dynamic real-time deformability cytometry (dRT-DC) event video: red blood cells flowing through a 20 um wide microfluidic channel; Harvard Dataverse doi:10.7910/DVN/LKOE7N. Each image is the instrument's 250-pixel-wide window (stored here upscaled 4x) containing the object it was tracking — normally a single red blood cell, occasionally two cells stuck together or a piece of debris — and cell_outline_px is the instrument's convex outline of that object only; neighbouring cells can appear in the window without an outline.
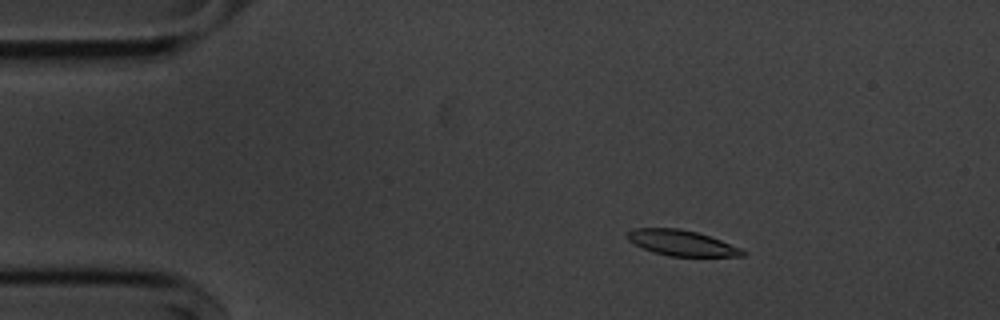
{"species": "common noctule bat (a hibernating species)", "species_latin": "Nyctalus noctula", "temperature_condition": "cold", "stored_images_in_passage": 55, "camera_frame_rate_fps": 3000, "um_per_image_px": 0.085, "animal": {"sex": "male", "body_mass_g": 20.1, "forearm_length_mm": 53.5}, "frame": {"image": 1, "passage_image": 9, "time_ms": 2.667, "image_size_px": [1000, 320], "cell_outline_px": [[744, 256], [668, 256], [652, 252], [628, 240], [628, 232], [636, 228], [680, 228], [696, 232], [720, 240], [740, 248], [744, 252]], "centroid_in_image_um": [57.92, 20.65], "position_along_channel_um": 27.1, "area_um2": 16.82}}
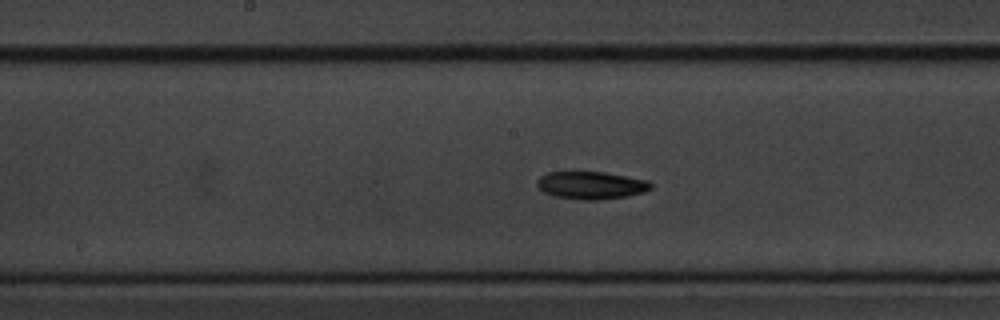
{"frame": {"image": 2, "passage_image": 28, "time_ms": 9.0, "image_size_px": [1000, 320], "cell_outline_px": [[652, 188], [644, 192], [628, 196], [600, 200], [580, 200], [556, 196], [544, 192], [536, 184], [536, 180], [540, 176], [548, 172], [572, 168], [604, 172], [648, 180], [652, 184]], "centroid_in_image_um": [50.2, 15.7], "position_along_channel_um": 198.0, "area_um2": 19.19}}
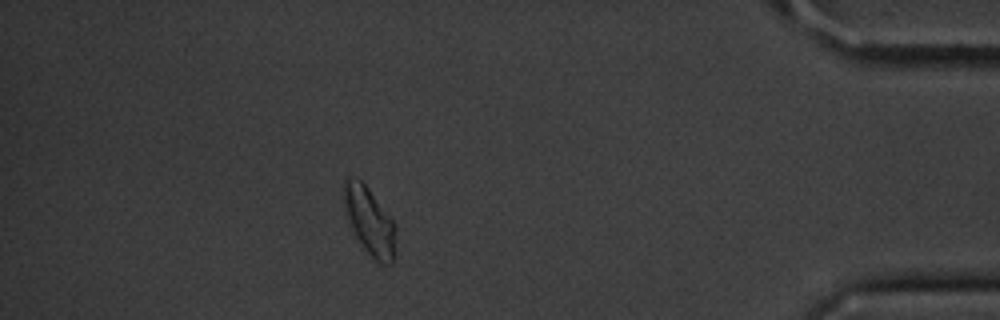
{"frame": {"image": 3, "passage_image": 49, "time_ms": 16.0, "image_size_px": [1000, 320], "cell_outline_px": [[396, 228], [392, 264], [376, 264], [364, 248], [348, 224], [344, 212], [340, 188], [344, 180], [360, 180], [368, 188], [396, 224]], "centroid_in_image_um": [31.36, 18.8], "position_along_channel_um": 403.8, "area_um2": 20.75}, "authors_computed_cell_mechanics": {"area_um2": 17.9758, "velocity_mm_per_s": 3.6, "shape_relaxation_time_tau1_ms": 3.885, "shape_relaxation_time_tau2_ms": null, "deformation_change_tau1": 0.1034, "deformation_change_tau2": null}}